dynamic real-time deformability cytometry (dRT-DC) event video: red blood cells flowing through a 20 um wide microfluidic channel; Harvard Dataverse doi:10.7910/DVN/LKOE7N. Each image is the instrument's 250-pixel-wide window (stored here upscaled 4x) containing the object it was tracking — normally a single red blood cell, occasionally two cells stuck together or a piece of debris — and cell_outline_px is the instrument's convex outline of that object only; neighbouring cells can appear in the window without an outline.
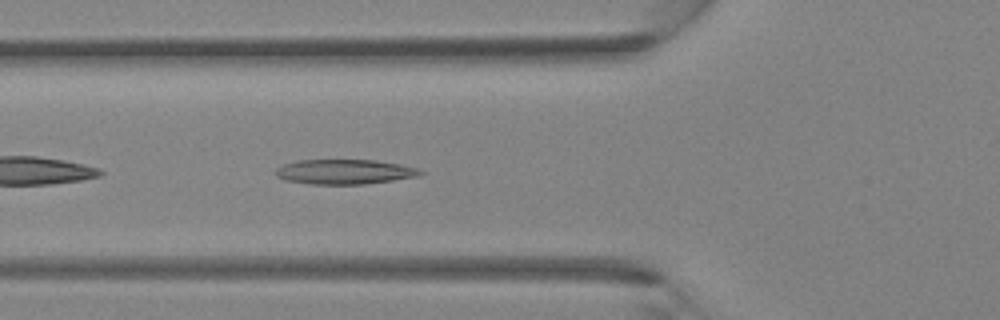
{"species": "Egyptian fruit bat (a non-hibernating species)", "species_latin": "Rousettus aegyptiacus", "temperature_condition": "room temperature", "stored_images_in_passage": 38, "camera_frame_rate_fps": 3000, "um_per_image_px": 0.085, "animal": {"sex": "female"}, "frame": {"image": 1, "passage_image": 13, "time_ms": 4.0, "image_size_px": [1000, 320], "cell_outline_px": [[424, 172], [420, 176], [364, 184], [308, 184], [284, 180], [276, 176], [276, 168], [284, 164], [296, 160], [376, 160], [400, 164], [420, 168]], "centroid_in_image_um": [29.3, 14.6], "position_along_channel_um": 96.5, "area_um2": 21.04}}
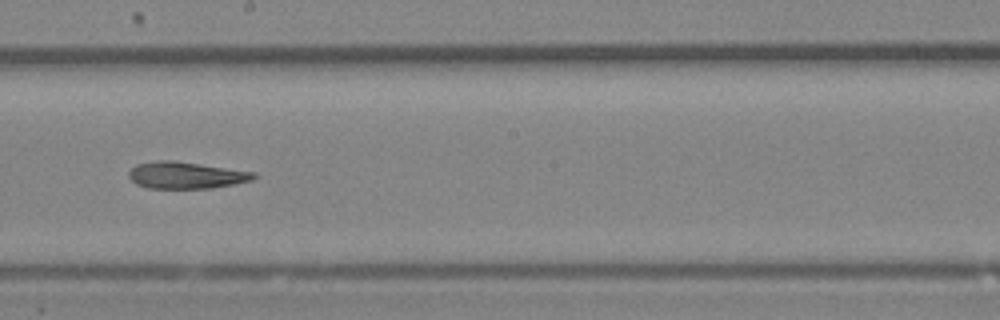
{"frame": {"image": 2, "passage_image": 21, "time_ms": 6.667, "image_size_px": [1000, 320], "cell_outline_px": [[256, 176], [252, 180], [236, 184], [212, 188], [148, 188], [136, 184], [128, 176], [128, 172], [136, 164], [156, 160], [172, 160], [256, 172]], "centroid_in_image_um": [15.8, 14.89], "position_along_channel_um": 232.4, "area_um2": 19.54}}
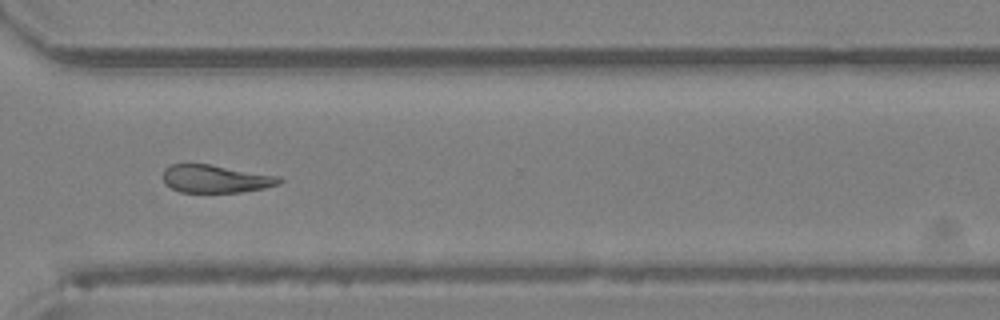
{"frame": {"image": 3, "passage_image": 28, "time_ms": 9.0, "image_size_px": [1000, 320], "cell_outline_px": [[284, 180], [280, 184], [264, 188], [240, 192], [180, 192], [164, 184], [164, 168], [172, 164], [208, 164], [280, 176]], "centroid_in_image_um": [18.35, 15.2], "position_along_channel_um": 352.3, "area_um2": 18.84}}